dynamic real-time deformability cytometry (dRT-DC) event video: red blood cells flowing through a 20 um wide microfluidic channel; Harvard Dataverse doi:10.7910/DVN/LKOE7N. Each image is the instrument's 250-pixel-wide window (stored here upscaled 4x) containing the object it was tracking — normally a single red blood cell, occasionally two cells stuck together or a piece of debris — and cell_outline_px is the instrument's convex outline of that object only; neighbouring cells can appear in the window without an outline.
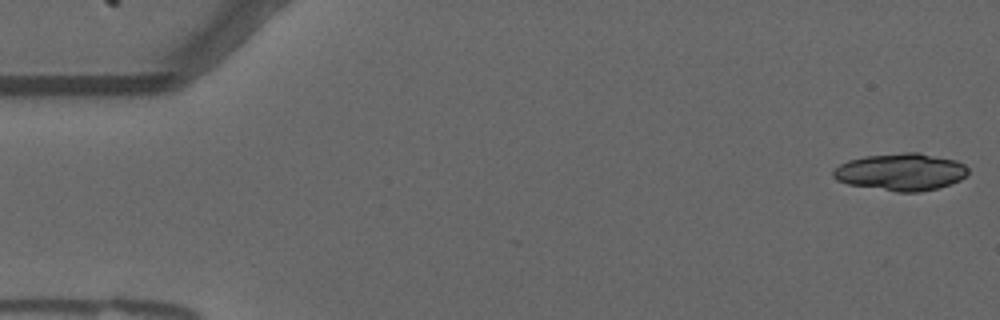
{"species": "common noctule bat (a hibernating species)", "species_latin": "Nyctalus noctula", "temperature_condition": "warm", "stored_images_in_passage": 16, "camera_frame_rate_fps": 3000, "um_per_image_px": 0.085, "animal": {"sex": "male", "forearm_length_mm": 52.5}, "frame": {"image": 1, "passage_image": 1, "time_ms": 0.0, "image_size_px": [1000, 320], "cell_outline_px": [[968, 172], [960, 180], [936, 188], [920, 192], [896, 192], [848, 184], [836, 180], [832, 176], [832, 168], [848, 160], [864, 156], [904, 152], [920, 152], [956, 160], [964, 164], [968, 168]], "centroid_in_image_um": [76.54, 14.6], "position_along_channel_um": 8.5, "area_um2": 29.42}}